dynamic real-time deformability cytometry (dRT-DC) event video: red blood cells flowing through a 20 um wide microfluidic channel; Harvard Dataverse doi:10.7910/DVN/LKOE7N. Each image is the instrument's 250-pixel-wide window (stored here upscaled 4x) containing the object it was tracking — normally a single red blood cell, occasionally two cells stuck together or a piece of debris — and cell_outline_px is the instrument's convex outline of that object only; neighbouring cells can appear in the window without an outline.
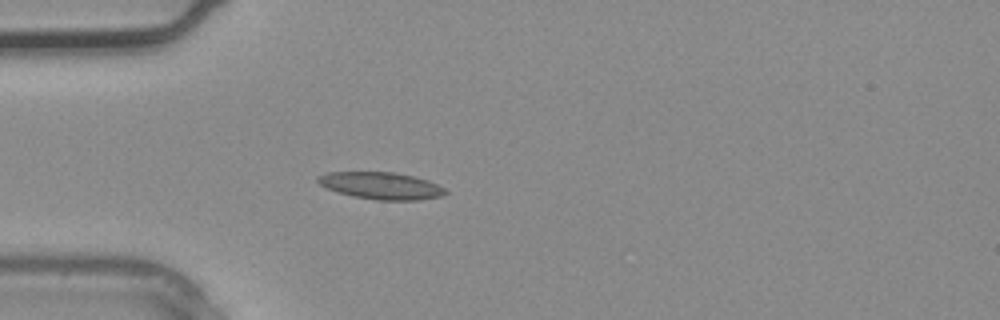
{"species": "common noctule bat (a hibernating species)", "species_latin": "Nyctalus noctula", "temperature_condition": "warm", "stored_images_in_passage": 2, "camera_frame_rate_fps": 3000, "um_per_image_px": 0.085, "animal": {"sex": "male", "body_mass_g": 20.4}, "frame": {"image": 1, "passage_image": 2, "time_ms": 0.333, "image_size_px": [1000, 320], "cell_outline_px": [[448, 192], [440, 196], [420, 200], [376, 200], [352, 196], [328, 188], [320, 184], [316, 180], [316, 176], [328, 172], [396, 172], [428, 180], [444, 188]], "centroid_in_image_um": [32.39, 15.78], "position_along_channel_um": 52.6, "area_um2": 20.0}}